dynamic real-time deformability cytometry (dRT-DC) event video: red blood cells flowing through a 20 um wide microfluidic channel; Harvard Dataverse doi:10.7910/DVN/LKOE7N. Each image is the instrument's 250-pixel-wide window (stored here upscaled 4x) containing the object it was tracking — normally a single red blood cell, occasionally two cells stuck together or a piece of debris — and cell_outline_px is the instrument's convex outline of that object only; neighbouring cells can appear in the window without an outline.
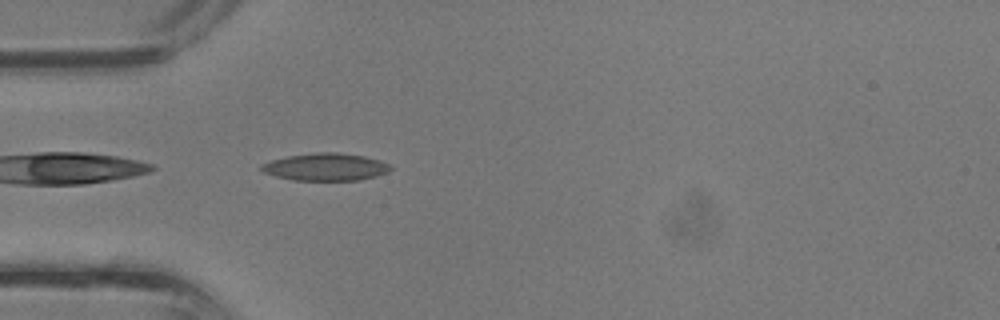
{"species": "common noctule bat (a hibernating species)", "species_latin": "Nyctalus noctula", "temperature_condition": "room temperature", "stored_images_in_passage": 27, "camera_frame_rate_fps": 3000, "um_per_image_px": 0.085, "animal": {"sex": "male", "body_mass_g": 13.3}, "frame": {"image": 1, "passage_image": 1, "time_ms": 0.0, "image_size_px": [1000, 320], "cell_outline_px": [[392, 168], [388, 172], [376, 176], [360, 180], [292, 180], [276, 176], [264, 172], [260, 168], [260, 164], [272, 160], [288, 156], [312, 152], [336, 152], [364, 156], [380, 160], [388, 164]], "centroid_in_image_um": [27.68, 14.18], "position_along_channel_um": 57.3, "area_um2": 20.63}}
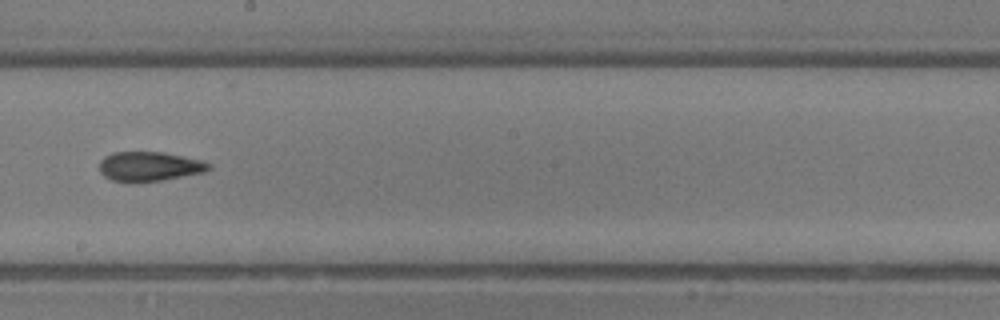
{"frame": {"image": 2, "passage_image": 11, "time_ms": 3.333, "image_size_px": [1000, 320], "cell_outline_px": [[212, 168], [204, 172], [160, 180], [112, 180], [104, 176], [100, 172], [100, 160], [104, 156], [112, 152], [164, 152], [184, 156], [200, 160], [212, 164]], "centroid_in_image_um": [12.72, 14.11], "position_along_channel_um": 235.5, "area_um2": 18.38}}
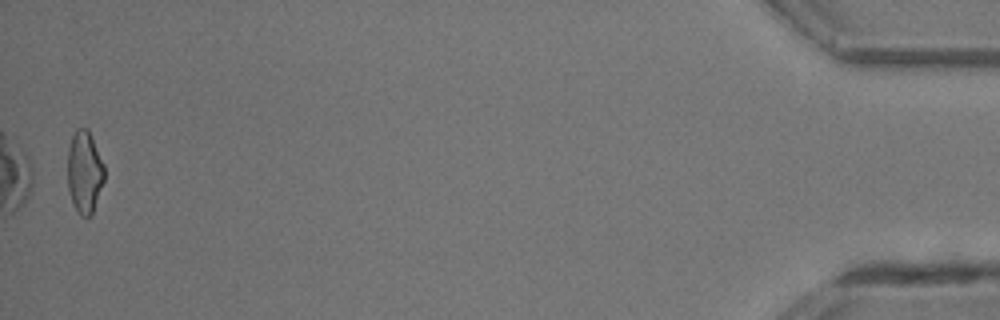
{"frame": {"image": 3, "passage_image": 27, "time_ms": 8.667, "image_size_px": [1000, 320], "cell_outline_px": [[104, 180], [92, 216], [80, 216], [76, 212], [68, 188], [68, 148], [72, 136], [76, 128], [88, 128], [104, 164]], "centroid_in_image_um": [7.19, 14.63], "position_along_channel_um": 428.0, "area_um2": 17.74}}